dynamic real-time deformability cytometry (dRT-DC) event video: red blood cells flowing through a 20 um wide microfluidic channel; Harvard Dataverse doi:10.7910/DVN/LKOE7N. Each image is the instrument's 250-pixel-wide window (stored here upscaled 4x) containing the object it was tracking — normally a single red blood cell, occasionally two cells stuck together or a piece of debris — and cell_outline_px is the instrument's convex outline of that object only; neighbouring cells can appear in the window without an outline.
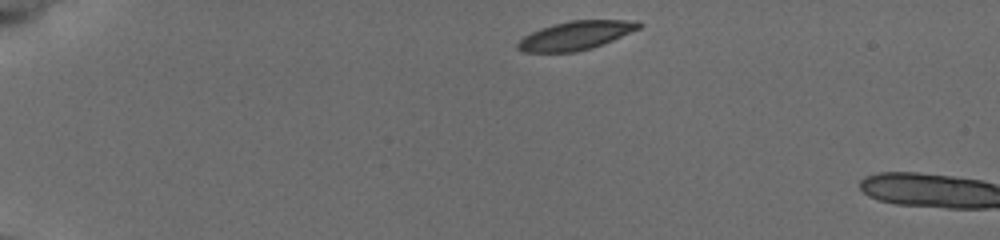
{"species": "common noctule bat (a hibernating species)", "species_latin": "Nyctalus noctula", "temperature_condition": "cold", "stored_images_in_passage": 2, "camera_frame_rate_fps": 3000, "um_per_image_px": 0.085, "animal": {"sex": "female", "body_mass_g": 19.5, "forearm_length_mm": 54.1}, "frame": {"image": 1, "passage_image": 1, "time_ms": 0.0, "image_size_px": [1000, 240], "cell_outline_px": [[644, 24], [640, 28], [612, 40], [592, 48], [576, 52], [524, 52], [516, 48], [516, 44], [524, 36], [540, 28], [552, 24], [572, 20], [636, 20]], "centroid_in_image_um": [48.93, 3.01], "position_along_channel_um": 36.1, "area_um2": 20.23}}